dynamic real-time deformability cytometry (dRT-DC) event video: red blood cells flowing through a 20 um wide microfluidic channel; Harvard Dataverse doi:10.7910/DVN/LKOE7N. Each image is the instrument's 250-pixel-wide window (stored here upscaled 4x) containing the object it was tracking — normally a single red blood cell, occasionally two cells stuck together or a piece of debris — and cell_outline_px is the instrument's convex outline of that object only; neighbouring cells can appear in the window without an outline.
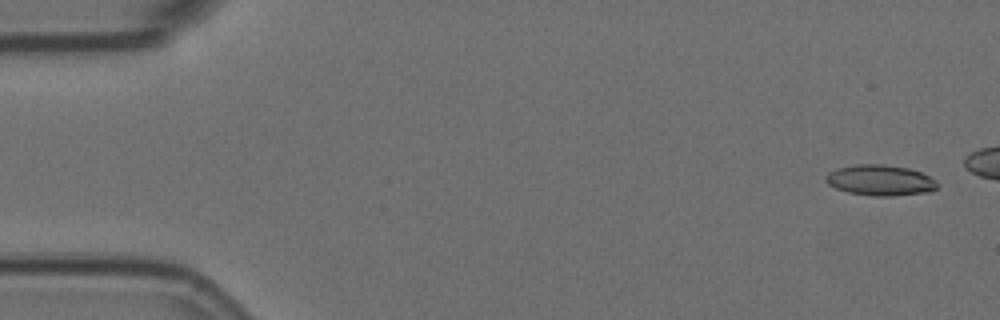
{"species": "Egyptian fruit bat (a non-hibernating species)", "species_latin": "Rousettus aegyptiacus", "temperature_condition": "room temperature", "stored_images_in_passage": 50, "camera_frame_rate_fps": 3000, "um_per_image_px": 0.085, "animal": {"sex": "female"}, "frame": {"image": 1, "passage_image": 3, "time_ms": 0.667, "image_size_px": [1000, 320], "cell_outline_px": [[936, 188], [924, 192], [888, 196], [872, 196], [848, 192], [836, 188], [828, 184], [824, 180], [824, 176], [828, 172], [836, 168], [856, 164], [884, 164], [908, 168], [920, 172], [936, 180]], "centroid_in_image_um": [74.74, 15.3], "position_along_channel_um": 10.3, "area_um2": 19.83}}
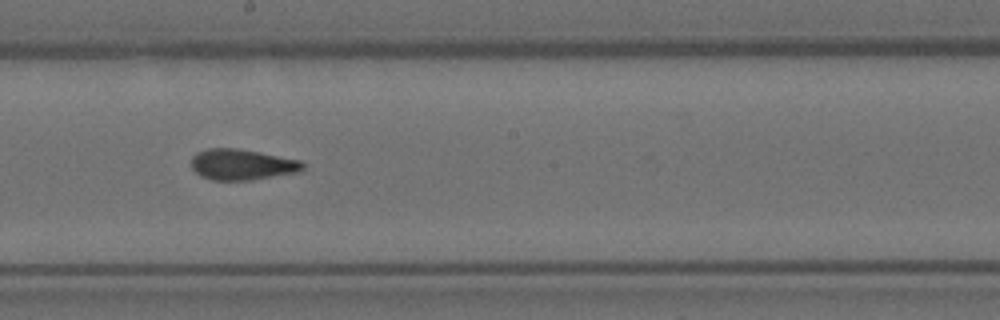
{"frame": {"image": 2, "passage_image": 32, "time_ms": 10.333, "image_size_px": [1000, 320], "cell_outline_px": [[304, 168], [296, 172], [252, 180], [212, 180], [200, 176], [192, 168], [192, 156], [196, 152], [208, 148], [236, 148], [260, 152], [300, 160], [304, 164]], "centroid_in_image_um": [20.54, 13.98], "position_along_channel_um": 227.7, "area_um2": 20.0}}
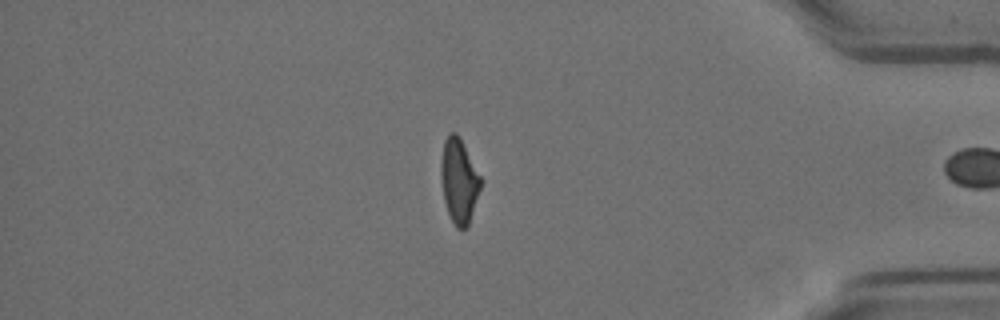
{"frame": {"image": 3, "passage_image": 49, "time_ms": 16.0, "image_size_px": [1000, 320], "cell_outline_px": [[480, 188], [468, 228], [456, 228], [448, 212], [444, 200], [440, 176], [440, 160], [444, 140], [448, 132], [456, 132], [460, 136], [480, 176]], "centroid_in_image_um": [38.99, 15.34], "position_along_channel_um": 396.2, "area_um2": 19.59}, "authors_computed_cell_mechanics": {"area_um2": 20.0277, "velocity_mm_per_s": 3.5719, "shape_relaxation_time_tau1_ms": null, "shape_relaxation_time_tau2_ms": 1.9539, "deformation_change_tau1": null, "deformation_change_tau2": 0.0994}}